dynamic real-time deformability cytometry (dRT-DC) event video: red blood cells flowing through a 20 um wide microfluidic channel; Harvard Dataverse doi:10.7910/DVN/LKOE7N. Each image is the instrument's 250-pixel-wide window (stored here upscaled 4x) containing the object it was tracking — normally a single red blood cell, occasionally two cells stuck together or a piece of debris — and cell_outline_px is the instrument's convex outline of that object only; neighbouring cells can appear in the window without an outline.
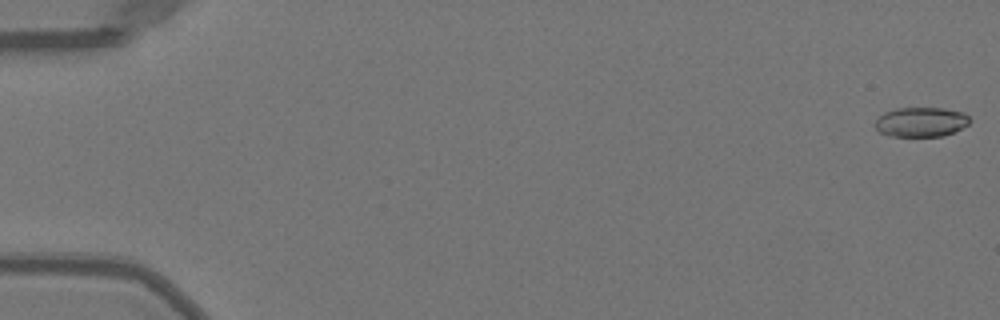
{"species": "Egyptian fruit bat (a non-hibernating species)", "species_latin": "Rousettus aegyptiacus", "temperature_condition": "warm", "stored_images_in_passage": 52, "camera_frame_rate_fps": 3000, "um_per_image_px": 0.085, "animal": {"sex": "female"}, "frame": {"image": 1, "passage_image": 1, "time_ms": 0.0, "image_size_px": [1000, 320], "cell_outline_px": [[972, 120], [968, 124], [944, 136], [888, 136], [880, 132], [872, 124], [884, 112], [896, 108], [944, 108], [964, 112]], "centroid_in_image_um": [78.27, 10.36], "position_along_channel_um": 6.7, "area_um2": 16.42}}
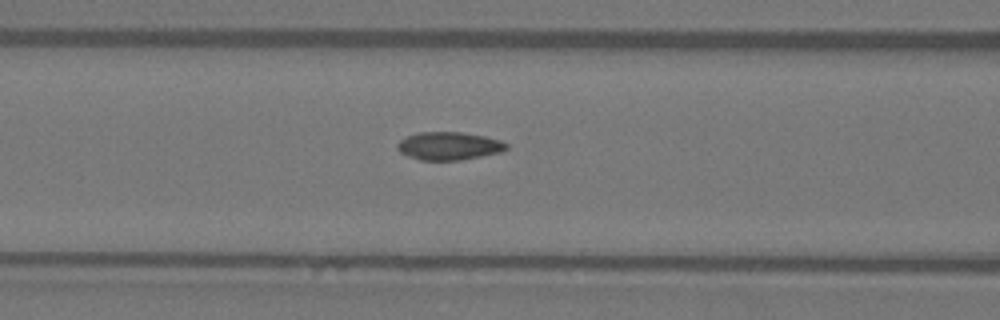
{"frame": {"image": 2, "passage_image": 22, "time_ms": 7.0, "image_size_px": [1000, 320], "cell_outline_px": [[508, 148], [500, 152], [460, 160], [420, 160], [408, 156], [400, 152], [396, 148], [396, 144], [400, 140], [408, 136], [420, 132], [460, 132], [484, 136], [500, 140], [508, 144]], "centroid_in_image_um": [38.14, 12.4], "position_along_channel_um": 128.5, "area_um2": 17.69}}
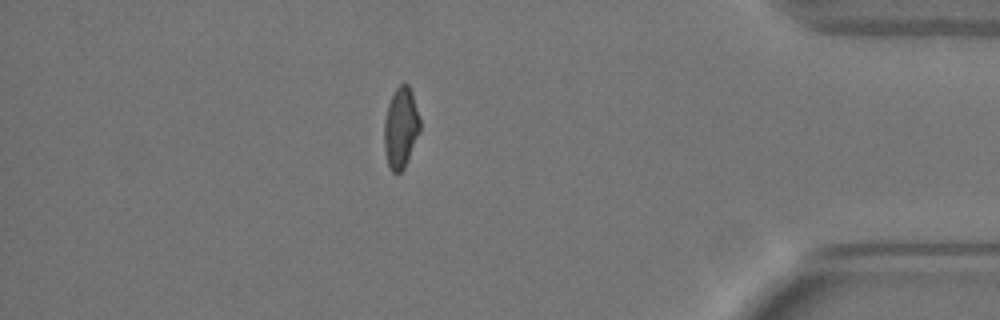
{"frame": {"image": 3, "passage_image": 45, "time_ms": 14.667, "image_size_px": [1000, 320], "cell_outline_px": [[420, 132], [404, 168], [400, 172], [392, 172], [388, 164], [384, 148], [384, 120], [388, 104], [396, 88], [400, 84], [408, 84], [412, 92], [420, 120]], "centroid_in_image_um": [34.06, 10.86], "position_along_channel_um": 401.1, "area_um2": 16.76}, "authors_computed_cell_mechanics": {"area_um2": 17.4556, "velocity_mm_per_s": 4.0283, "shape_relaxation_time_tau1_ms": 6.5943, "shape_relaxation_time_tau2_ms": 1.1389, "deformation_change_tau1": 0.172, "deformation_change_tau2": 0.0488}}